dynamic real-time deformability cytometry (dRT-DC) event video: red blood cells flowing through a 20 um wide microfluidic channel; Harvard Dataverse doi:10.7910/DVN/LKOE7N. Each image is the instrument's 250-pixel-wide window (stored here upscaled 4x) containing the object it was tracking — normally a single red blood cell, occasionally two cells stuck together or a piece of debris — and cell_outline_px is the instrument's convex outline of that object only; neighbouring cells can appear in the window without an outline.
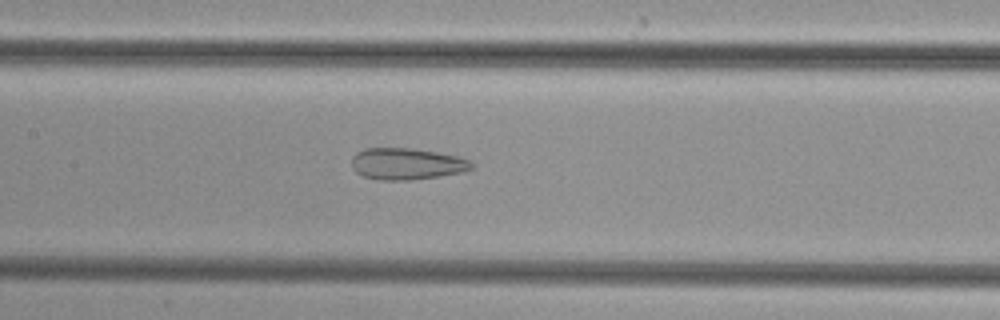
{"species": "common noctule bat (a hibernating species)", "species_latin": "Nyctalus noctula", "temperature_condition": "cold", "stored_images_in_passage": 46, "camera_frame_rate_fps": 3000, "um_per_image_px": 0.085, "animal": {"sex": "female", "body_mass_g": 29.2, "forearm_length_mm": 56.3}, "frame": {"image": 1, "passage_image": 20, "time_ms": 6.333, "image_size_px": [1000, 320], "cell_outline_px": [[472, 168], [464, 172], [440, 176], [412, 180], [376, 180], [364, 176], [356, 172], [352, 168], [352, 156], [356, 152], [364, 148], [412, 148], [436, 152], [456, 156], [468, 160], [472, 164]], "centroid_in_image_um": [34.53, 13.93], "position_along_channel_um": 172.9, "area_um2": 22.14}}
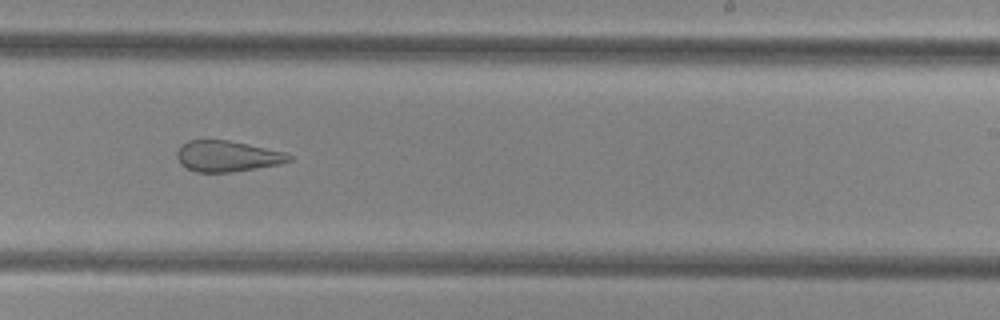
{"frame": {"image": 2, "passage_image": 27, "time_ms": 8.667, "image_size_px": [1000, 320], "cell_outline_px": [[292, 160], [280, 164], [232, 172], [196, 172], [180, 164], [176, 156], [176, 152], [188, 140], [228, 140], [248, 144], [284, 152], [292, 156]], "centroid_in_image_um": [19.31, 13.28], "position_along_channel_um": 269.7, "area_um2": 20.06}}
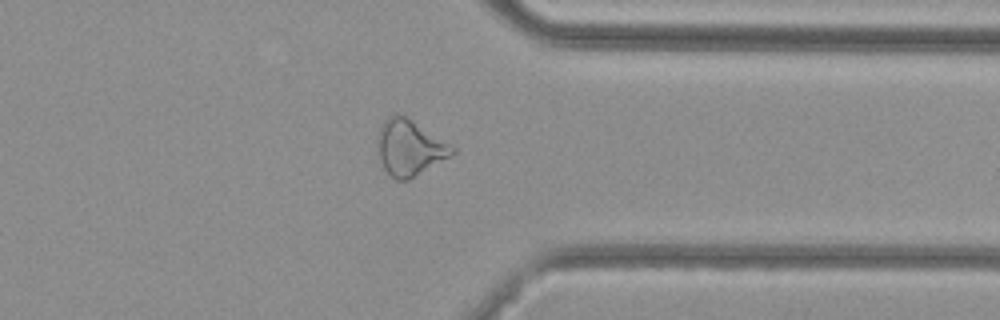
{"frame": {"image": 3, "passage_image": 35, "time_ms": 11.333, "image_size_px": [1000, 320], "cell_outline_px": [[456, 152], [408, 180], [396, 180], [384, 168], [380, 160], [376, 144], [376, 140], [380, 128], [384, 120], [388, 116], [396, 112], [412, 120], [456, 148]], "centroid_in_image_um": [34.77, 12.53], "position_along_channel_um": 376.6, "area_um2": 23.93}}